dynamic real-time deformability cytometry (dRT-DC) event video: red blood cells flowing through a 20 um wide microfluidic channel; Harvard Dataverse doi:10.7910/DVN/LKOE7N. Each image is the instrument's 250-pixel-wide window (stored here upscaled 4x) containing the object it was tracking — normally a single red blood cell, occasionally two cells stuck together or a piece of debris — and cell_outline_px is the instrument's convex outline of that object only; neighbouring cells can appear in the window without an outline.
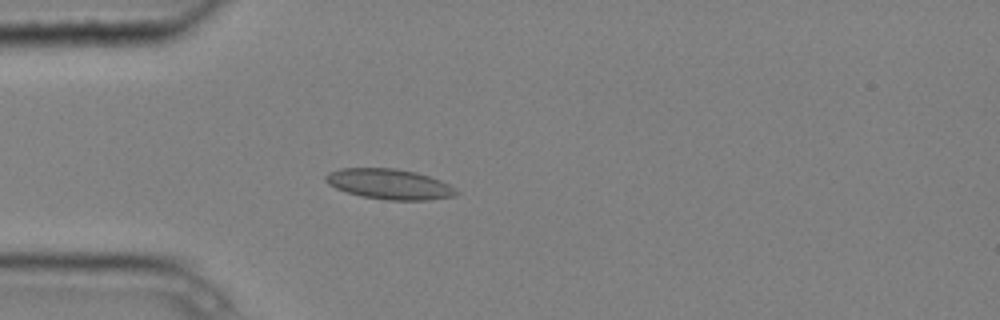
{"species": "common noctule bat (a hibernating species)", "species_latin": "Nyctalus noctula", "temperature_condition": "cold", "stored_images_in_passage": 4, "camera_frame_rate_fps": 3000, "um_per_image_px": 0.085, "animal": {"sex": "male", "body_mass_g": 20.4}, "frame": {"image": 1, "passage_image": 4, "time_ms": 1.0, "image_size_px": [1000, 320], "cell_outline_px": [[460, 192], [456, 196], [428, 200], [388, 200], [360, 196], [336, 188], [328, 184], [324, 180], [324, 176], [328, 172], [340, 168], [396, 168], [416, 172], [440, 180], [456, 188]], "centroid_in_image_um": [33.1, 15.65], "position_along_channel_um": 51.9, "area_um2": 23.24}}